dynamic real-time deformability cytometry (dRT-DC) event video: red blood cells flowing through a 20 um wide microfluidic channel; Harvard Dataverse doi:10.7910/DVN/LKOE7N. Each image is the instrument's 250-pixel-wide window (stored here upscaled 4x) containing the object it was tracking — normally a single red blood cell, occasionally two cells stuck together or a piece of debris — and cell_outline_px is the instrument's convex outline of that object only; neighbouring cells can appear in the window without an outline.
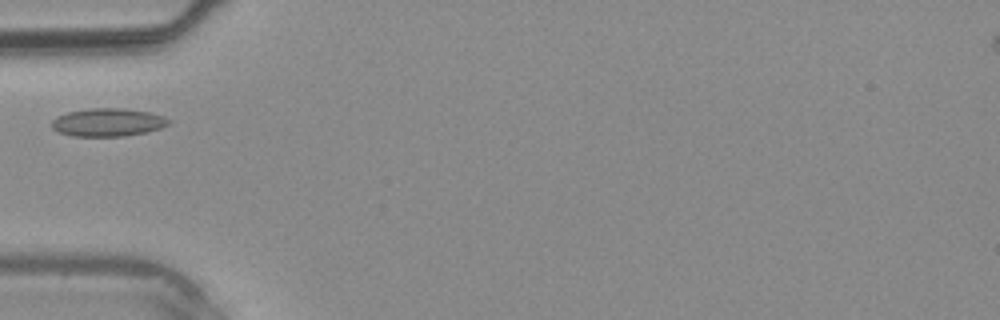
{"species": "common noctule bat (a hibernating species)", "species_latin": "Nyctalus noctula", "temperature_condition": "warm", "stored_images_in_passage": 2, "camera_frame_rate_fps": 3000, "um_per_image_px": 0.085, "animal": {"sex": "male", "body_mass_g": 20.4}, "frame": {"image": 1, "passage_image": 2, "time_ms": 1.0, "image_size_px": [1000, 320], "cell_outline_px": [[172, 120], [168, 124], [160, 128], [148, 132], [124, 136], [72, 136], [60, 132], [52, 128], [52, 120], [56, 116], [68, 112], [88, 108], [124, 108], [148, 112], [164, 116]], "centroid_in_image_um": [9.18, 10.39], "position_along_channel_um": 75.8, "area_um2": 19.19}}